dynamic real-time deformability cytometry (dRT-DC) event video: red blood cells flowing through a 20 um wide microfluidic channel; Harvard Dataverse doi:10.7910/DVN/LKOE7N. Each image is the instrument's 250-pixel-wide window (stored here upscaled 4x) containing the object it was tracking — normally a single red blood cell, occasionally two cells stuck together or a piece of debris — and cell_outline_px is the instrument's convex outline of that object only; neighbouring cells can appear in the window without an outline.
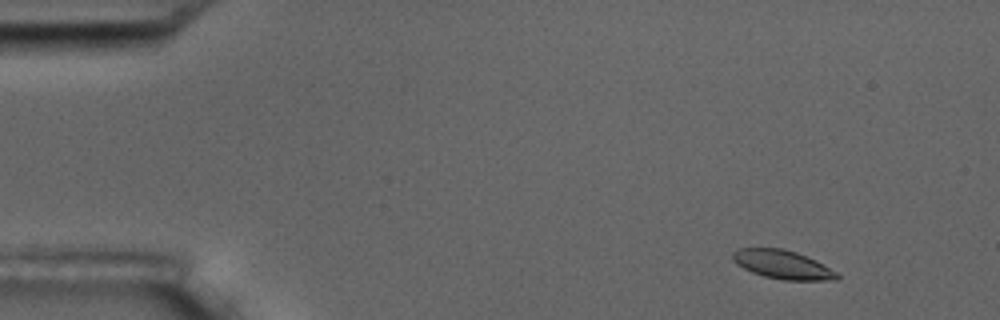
{"species": "common noctule bat (a hibernating species)", "species_latin": "Nyctalus noctula", "temperature_condition": "room temperature", "stored_images_in_passage": 5, "camera_frame_rate_fps": 3000, "um_per_image_px": 0.085, "animal": {"sex": "male", "body_mass_g": 17.5, "forearm_length_mm": 52.3}, "frame": {"image": 1, "passage_image": 2, "time_ms": 1.0, "image_size_px": [1000, 320], "cell_outline_px": [[840, 276], [836, 280], [784, 280], [764, 276], [752, 272], [736, 264], [732, 260], [732, 252], [736, 248], [780, 248], [796, 252], [816, 260], [836, 272]], "centroid_in_image_um": [66.49, 22.48], "position_along_channel_um": 18.5, "area_um2": 17.4}}
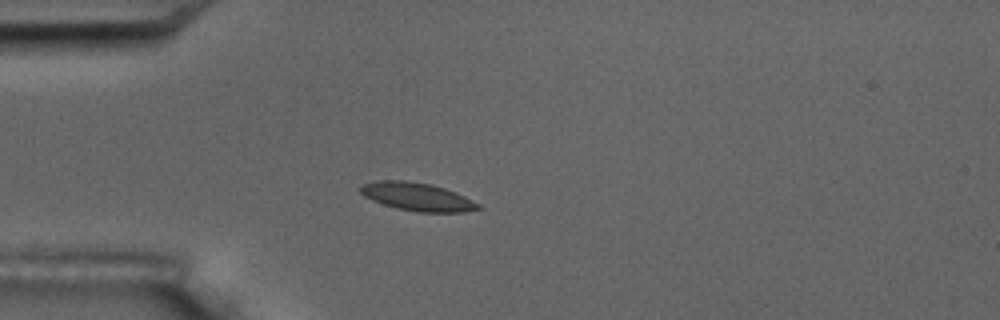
{"frame": {"image": 2, "passage_image": 5, "time_ms": 4.333, "image_size_px": [1000, 320], "cell_outline_px": [[484, 208], [464, 212], [420, 212], [396, 208], [372, 200], [364, 196], [356, 188], [364, 184], [380, 180], [404, 180], [432, 184], [444, 188], [464, 196], [480, 204]], "centroid_in_image_um": [35.46, 16.72], "position_along_channel_um": 49.5, "area_um2": 19.31}}